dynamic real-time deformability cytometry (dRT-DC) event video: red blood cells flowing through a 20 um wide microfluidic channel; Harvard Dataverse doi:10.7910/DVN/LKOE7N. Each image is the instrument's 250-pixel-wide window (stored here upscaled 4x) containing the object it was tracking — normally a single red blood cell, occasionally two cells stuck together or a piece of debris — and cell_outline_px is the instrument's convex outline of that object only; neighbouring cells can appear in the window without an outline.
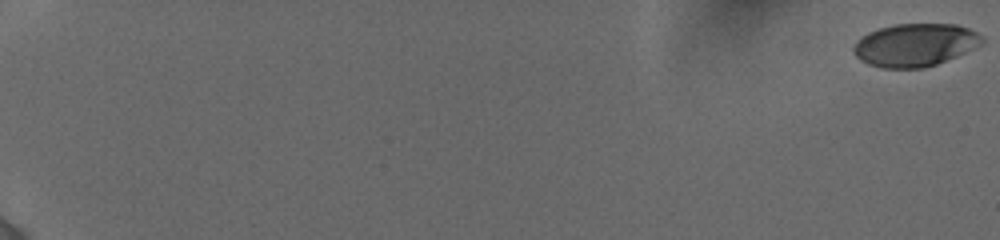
{"species": "human", "species_latin": "Homo sapiens", "temperature_condition": "cold", "stored_images_in_passage": 15, "camera_frame_rate_fps": 3000, "um_per_image_px": 0.085, "donor": {"sex": "female"}, "frame": {"image": 1, "passage_image": 1, "time_ms": 0.0, "image_size_px": [1000, 240], "cell_outline_px": [[984, 40], [980, 44], [956, 56], [936, 64], [924, 68], [880, 68], [868, 64], [860, 60], [852, 52], [852, 48], [856, 40], [860, 36], [868, 32], [880, 28], [896, 24], [956, 24], [968, 28], [984, 36]], "centroid_in_image_um": [77.73, 3.82], "position_along_channel_um": 7.3, "area_um2": 32.14}}
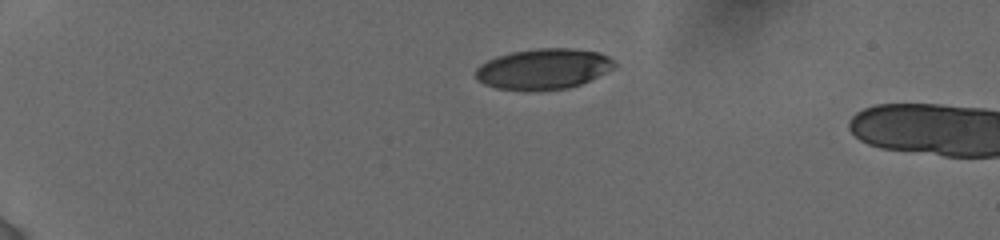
{"frame": {"image": 2, "passage_image": 13, "time_ms": 5.0, "image_size_px": [1000, 240], "cell_outline_px": [[616, 68], [580, 84], [568, 88], [524, 92], [496, 88], [484, 84], [476, 76], [476, 68], [480, 64], [496, 56], [512, 52], [540, 48], [572, 48], [600, 52], [608, 56], [616, 64]], "centroid_in_image_um": [46.19, 5.87], "position_along_channel_um": 38.8, "area_um2": 33.12}}